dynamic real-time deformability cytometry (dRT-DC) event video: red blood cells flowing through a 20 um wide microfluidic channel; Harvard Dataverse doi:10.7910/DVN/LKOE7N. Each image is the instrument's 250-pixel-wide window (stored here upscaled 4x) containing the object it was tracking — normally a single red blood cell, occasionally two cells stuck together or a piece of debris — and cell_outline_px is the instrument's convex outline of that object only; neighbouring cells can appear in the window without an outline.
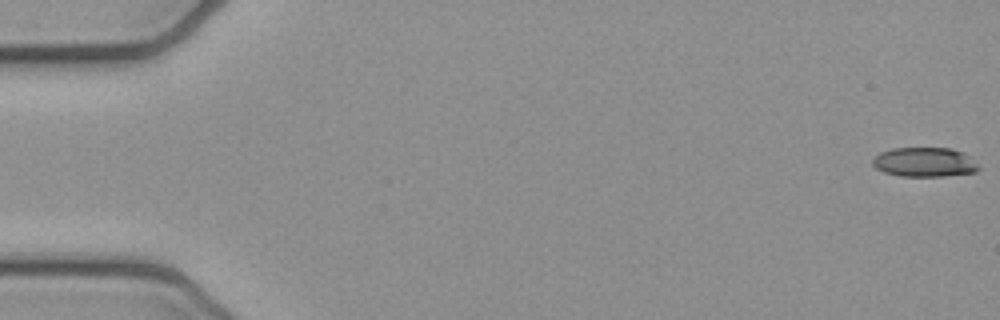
{"species": "common noctule bat (a hibernating species)", "species_latin": "Nyctalus noctula", "temperature_condition": "cold", "stored_images_in_passage": 52, "camera_frame_rate_fps": 3000, "um_per_image_px": 0.085, "animal": {"sex": "female", "body_mass_g": 21.9}, "frame": {"image": 1, "passage_image": 1, "time_ms": 0.0, "image_size_px": [1000, 320], "cell_outline_px": [[980, 168], [976, 172], [944, 176], [900, 176], [884, 172], [876, 168], [872, 164], [872, 160], [880, 152], [892, 148], [948, 148], [964, 152]], "centroid_in_image_um": [78.57, 13.78], "position_along_channel_um": 6.4, "area_um2": 18.09}}
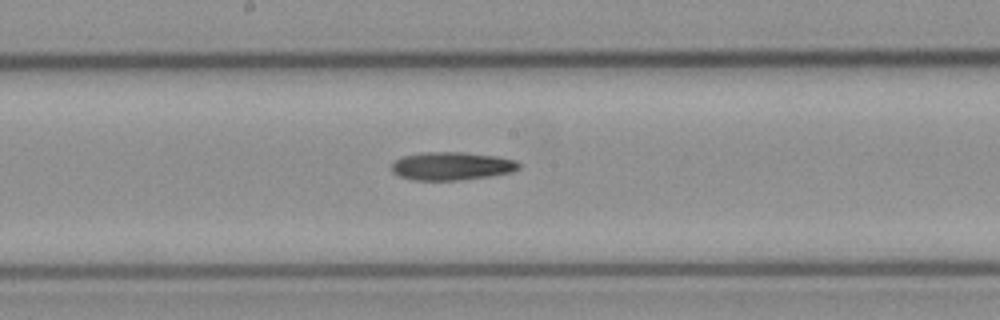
{"frame": {"image": 2, "passage_image": 28, "time_ms": 9.0, "image_size_px": [1000, 320], "cell_outline_px": [[520, 168], [512, 172], [488, 176], [456, 180], [412, 180], [400, 176], [392, 172], [392, 164], [400, 156], [420, 152], [464, 152], [496, 156], [516, 160], [520, 164]], "centroid_in_image_um": [38.37, 14.1], "position_along_channel_um": 209.8, "area_um2": 20.92}}
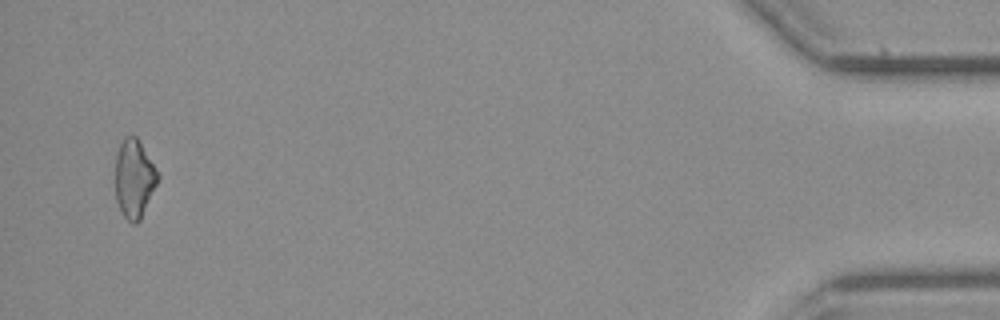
{"frame": {"image": 3, "passage_image": 51, "time_ms": 16.667, "image_size_px": [1000, 320], "cell_outline_px": [[160, 176], [140, 220], [136, 224], [132, 224], [120, 212], [116, 200], [116, 152], [124, 136], [136, 136], [160, 172]], "centroid_in_image_um": [11.41, 15.18], "position_along_channel_um": 423.8, "area_um2": 19.54}}